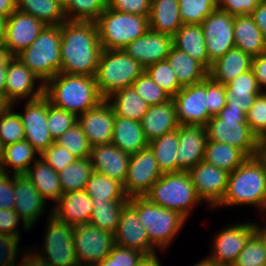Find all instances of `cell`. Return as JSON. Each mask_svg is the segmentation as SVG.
<instances>
[{"instance_id":"cell-15","label":"cell","mask_w":266,"mask_h":266,"mask_svg":"<svg viewBox=\"0 0 266 266\" xmlns=\"http://www.w3.org/2000/svg\"><path fill=\"white\" fill-rule=\"evenodd\" d=\"M255 231L256 223L249 222L225 227L216 234L209 258L216 266H232Z\"/></svg>"},{"instance_id":"cell-4","label":"cell","mask_w":266,"mask_h":266,"mask_svg":"<svg viewBox=\"0 0 266 266\" xmlns=\"http://www.w3.org/2000/svg\"><path fill=\"white\" fill-rule=\"evenodd\" d=\"M144 197L157 206L180 213L186 219L191 208L202 201L188 171L163 173Z\"/></svg>"},{"instance_id":"cell-69","label":"cell","mask_w":266,"mask_h":266,"mask_svg":"<svg viewBox=\"0 0 266 266\" xmlns=\"http://www.w3.org/2000/svg\"><path fill=\"white\" fill-rule=\"evenodd\" d=\"M11 104L6 100L3 93H0V113L6 110Z\"/></svg>"},{"instance_id":"cell-22","label":"cell","mask_w":266,"mask_h":266,"mask_svg":"<svg viewBox=\"0 0 266 266\" xmlns=\"http://www.w3.org/2000/svg\"><path fill=\"white\" fill-rule=\"evenodd\" d=\"M172 46L173 36L149 29L123 50L145 69L152 64L166 60Z\"/></svg>"},{"instance_id":"cell-46","label":"cell","mask_w":266,"mask_h":266,"mask_svg":"<svg viewBox=\"0 0 266 266\" xmlns=\"http://www.w3.org/2000/svg\"><path fill=\"white\" fill-rule=\"evenodd\" d=\"M13 105L0 113V139L4 146L25 140L23 123L19 113L13 112Z\"/></svg>"},{"instance_id":"cell-57","label":"cell","mask_w":266,"mask_h":266,"mask_svg":"<svg viewBox=\"0 0 266 266\" xmlns=\"http://www.w3.org/2000/svg\"><path fill=\"white\" fill-rule=\"evenodd\" d=\"M266 0H218V9L230 15H251L255 7Z\"/></svg>"},{"instance_id":"cell-8","label":"cell","mask_w":266,"mask_h":266,"mask_svg":"<svg viewBox=\"0 0 266 266\" xmlns=\"http://www.w3.org/2000/svg\"><path fill=\"white\" fill-rule=\"evenodd\" d=\"M144 68L122 50L103 49L95 74L100 95L107 99L114 92L131 87Z\"/></svg>"},{"instance_id":"cell-23","label":"cell","mask_w":266,"mask_h":266,"mask_svg":"<svg viewBox=\"0 0 266 266\" xmlns=\"http://www.w3.org/2000/svg\"><path fill=\"white\" fill-rule=\"evenodd\" d=\"M13 188L16 198L14 210L22 219L24 229H31L44 212L45 199L33 186L26 174H13Z\"/></svg>"},{"instance_id":"cell-30","label":"cell","mask_w":266,"mask_h":266,"mask_svg":"<svg viewBox=\"0 0 266 266\" xmlns=\"http://www.w3.org/2000/svg\"><path fill=\"white\" fill-rule=\"evenodd\" d=\"M111 143L128 154L148 147L141 122L115 116Z\"/></svg>"},{"instance_id":"cell-36","label":"cell","mask_w":266,"mask_h":266,"mask_svg":"<svg viewBox=\"0 0 266 266\" xmlns=\"http://www.w3.org/2000/svg\"><path fill=\"white\" fill-rule=\"evenodd\" d=\"M33 164L25 173L26 176L45 200L52 199L57 202L63 194L58 172L54 171L41 157Z\"/></svg>"},{"instance_id":"cell-1","label":"cell","mask_w":266,"mask_h":266,"mask_svg":"<svg viewBox=\"0 0 266 266\" xmlns=\"http://www.w3.org/2000/svg\"><path fill=\"white\" fill-rule=\"evenodd\" d=\"M102 50L94 21L61 24V72L95 77Z\"/></svg>"},{"instance_id":"cell-33","label":"cell","mask_w":266,"mask_h":266,"mask_svg":"<svg viewBox=\"0 0 266 266\" xmlns=\"http://www.w3.org/2000/svg\"><path fill=\"white\" fill-rule=\"evenodd\" d=\"M20 220L14 209H0V252L4 255L0 266H15L21 235L16 228Z\"/></svg>"},{"instance_id":"cell-72","label":"cell","mask_w":266,"mask_h":266,"mask_svg":"<svg viewBox=\"0 0 266 266\" xmlns=\"http://www.w3.org/2000/svg\"><path fill=\"white\" fill-rule=\"evenodd\" d=\"M4 150H5V146L0 139V168H1L3 158H4Z\"/></svg>"},{"instance_id":"cell-14","label":"cell","mask_w":266,"mask_h":266,"mask_svg":"<svg viewBox=\"0 0 266 266\" xmlns=\"http://www.w3.org/2000/svg\"><path fill=\"white\" fill-rule=\"evenodd\" d=\"M161 175L157 161L149 147L130 154L127 176L123 185L125 194L128 197L144 196Z\"/></svg>"},{"instance_id":"cell-60","label":"cell","mask_w":266,"mask_h":266,"mask_svg":"<svg viewBox=\"0 0 266 266\" xmlns=\"http://www.w3.org/2000/svg\"><path fill=\"white\" fill-rule=\"evenodd\" d=\"M15 201L13 178L9 173L0 171V209L13 210Z\"/></svg>"},{"instance_id":"cell-43","label":"cell","mask_w":266,"mask_h":266,"mask_svg":"<svg viewBox=\"0 0 266 266\" xmlns=\"http://www.w3.org/2000/svg\"><path fill=\"white\" fill-rule=\"evenodd\" d=\"M89 158L77 159L58 172L62 193L84 190L93 172Z\"/></svg>"},{"instance_id":"cell-50","label":"cell","mask_w":266,"mask_h":266,"mask_svg":"<svg viewBox=\"0 0 266 266\" xmlns=\"http://www.w3.org/2000/svg\"><path fill=\"white\" fill-rule=\"evenodd\" d=\"M266 265V251L261 238L254 233L241 250L232 266Z\"/></svg>"},{"instance_id":"cell-20","label":"cell","mask_w":266,"mask_h":266,"mask_svg":"<svg viewBox=\"0 0 266 266\" xmlns=\"http://www.w3.org/2000/svg\"><path fill=\"white\" fill-rule=\"evenodd\" d=\"M114 240L116 245L139 250L148 257L156 255V248L149 242L146 229L141 224L136 209L129 202L121 212Z\"/></svg>"},{"instance_id":"cell-11","label":"cell","mask_w":266,"mask_h":266,"mask_svg":"<svg viewBox=\"0 0 266 266\" xmlns=\"http://www.w3.org/2000/svg\"><path fill=\"white\" fill-rule=\"evenodd\" d=\"M45 233L41 255L52 266H80L73 245L75 226L60 221L52 213Z\"/></svg>"},{"instance_id":"cell-17","label":"cell","mask_w":266,"mask_h":266,"mask_svg":"<svg viewBox=\"0 0 266 266\" xmlns=\"http://www.w3.org/2000/svg\"><path fill=\"white\" fill-rule=\"evenodd\" d=\"M188 173L201 200L216 207L225 196L229 172L201 161Z\"/></svg>"},{"instance_id":"cell-10","label":"cell","mask_w":266,"mask_h":266,"mask_svg":"<svg viewBox=\"0 0 266 266\" xmlns=\"http://www.w3.org/2000/svg\"><path fill=\"white\" fill-rule=\"evenodd\" d=\"M73 245L80 266H96L112 251L114 234L85 223L75 226Z\"/></svg>"},{"instance_id":"cell-39","label":"cell","mask_w":266,"mask_h":266,"mask_svg":"<svg viewBox=\"0 0 266 266\" xmlns=\"http://www.w3.org/2000/svg\"><path fill=\"white\" fill-rule=\"evenodd\" d=\"M247 158L241 150L227 143L212 140L206 142L204 161L229 173L239 167Z\"/></svg>"},{"instance_id":"cell-27","label":"cell","mask_w":266,"mask_h":266,"mask_svg":"<svg viewBox=\"0 0 266 266\" xmlns=\"http://www.w3.org/2000/svg\"><path fill=\"white\" fill-rule=\"evenodd\" d=\"M140 122L148 142L177 129L179 124L174 100L150 106Z\"/></svg>"},{"instance_id":"cell-68","label":"cell","mask_w":266,"mask_h":266,"mask_svg":"<svg viewBox=\"0 0 266 266\" xmlns=\"http://www.w3.org/2000/svg\"><path fill=\"white\" fill-rule=\"evenodd\" d=\"M255 233L261 238L263 244H264V247H265V251H266V226L262 227L261 226L259 227V225L256 224V231Z\"/></svg>"},{"instance_id":"cell-67","label":"cell","mask_w":266,"mask_h":266,"mask_svg":"<svg viewBox=\"0 0 266 266\" xmlns=\"http://www.w3.org/2000/svg\"><path fill=\"white\" fill-rule=\"evenodd\" d=\"M140 266H162V265H160L158 256L155 255V256L147 257Z\"/></svg>"},{"instance_id":"cell-16","label":"cell","mask_w":266,"mask_h":266,"mask_svg":"<svg viewBox=\"0 0 266 266\" xmlns=\"http://www.w3.org/2000/svg\"><path fill=\"white\" fill-rule=\"evenodd\" d=\"M179 125L205 126L211 116L207 108L206 78L199 83L184 86L173 98Z\"/></svg>"},{"instance_id":"cell-21","label":"cell","mask_w":266,"mask_h":266,"mask_svg":"<svg viewBox=\"0 0 266 266\" xmlns=\"http://www.w3.org/2000/svg\"><path fill=\"white\" fill-rule=\"evenodd\" d=\"M114 120V111L106 99L77 116V122L91 147L111 143Z\"/></svg>"},{"instance_id":"cell-26","label":"cell","mask_w":266,"mask_h":266,"mask_svg":"<svg viewBox=\"0 0 266 266\" xmlns=\"http://www.w3.org/2000/svg\"><path fill=\"white\" fill-rule=\"evenodd\" d=\"M57 205L52 208V213L60 221L72 226L90 222L92 214V198L85 190L63 193Z\"/></svg>"},{"instance_id":"cell-32","label":"cell","mask_w":266,"mask_h":266,"mask_svg":"<svg viewBox=\"0 0 266 266\" xmlns=\"http://www.w3.org/2000/svg\"><path fill=\"white\" fill-rule=\"evenodd\" d=\"M183 25L178 0H152L150 30L174 36Z\"/></svg>"},{"instance_id":"cell-48","label":"cell","mask_w":266,"mask_h":266,"mask_svg":"<svg viewBox=\"0 0 266 266\" xmlns=\"http://www.w3.org/2000/svg\"><path fill=\"white\" fill-rule=\"evenodd\" d=\"M55 142L79 159L90 157L91 146L78 122L58 137Z\"/></svg>"},{"instance_id":"cell-55","label":"cell","mask_w":266,"mask_h":266,"mask_svg":"<svg viewBox=\"0 0 266 266\" xmlns=\"http://www.w3.org/2000/svg\"><path fill=\"white\" fill-rule=\"evenodd\" d=\"M206 96L209 115L216 116L226 106V87L210 76L206 77Z\"/></svg>"},{"instance_id":"cell-71","label":"cell","mask_w":266,"mask_h":266,"mask_svg":"<svg viewBox=\"0 0 266 266\" xmlns=\"http://www.w3.org/2000/svg\"><path fill=\"white\" fill-rule=\"evenodd\" d=\"M3 33H4V19L0 18V50L3 43Z\"/></svg>"},{"instance_id":"cell-9","label":"cell","mask_w":266,"mask_h":266,"mask_svg":"<svg viewBox=\"0 0 266 266\" xmlns=\"http://www.w3.org/2000/svg\"><path fill=\"white\" fill-rule=\"evenodd\" d=\"M205 129L207 140L227 143L241 150L247 157L254 156L257 137L241 110L225 106L216 116L210 118Z\"/></svg>"},{"instance_id":"cell-38","label":"cell","mask_w":266,"mask_h":266,"mask_svg":"<svg viewBox=\"0 0 266 266\" xmlns=\"http://www.w3.org/2000/svg\"><path fill=\"white\" fill-rule=\"evenodd\" d=\"M16 9L34 16L46 26H58L66 21L63 4L58 0H17Z\"/></svg>"},{"instance_id":"cell-12","label":"cell","mask_w":266,"mask_h":266,"mask_svg":"<svg viewBox=\"0 0 266 266\" xmlns=\"http://www.w3.org/2000/svg\"><path fill=\"white\" fill-rule=\"evenodd\" d=\"M46 27L34 16L17 9L4 20V33L1 52L11 56L18 55L28 48Z\"/></svg>"},{"instance_id":"cell-44","label":"cell","mask_w":266,"mask_h":266,"mask_svg":"<svg viewBox=\"0 0 266 266\" xmlns=\"http://www.w3.org/2000/svg\"><path fill=\"white\" fill-rule=\"evenodd\" d=\"M107 8V0H65L63 11L68 21H95Z\"/></svg>"},{"instance_id":"cell-70","label":"cell","mask_w":266,"mask_h":266,"mask_svg":"<svg viewBox=\"0 0 266 266\" xmlns=\"http://www.w3.org/2000/svg\"><path fill=\"white\" fill-rule=\"evenodd\" d=\"M194 266H216V265L209 257H207L204 260L200 261L198 264H195Z\"/></svg>"},{"instance_id":"cell-74","label":"cell","mask_w":266,"mask_h":266,"mask_svg":"<svg viewBox=\"0 0 266 266\" xmlns=\"http://www.w3.org/2000/svg\"><path fill=\"white\" fill-rule=\"evenodd\" d=\"M59 2H61L62 4L65 2V0H58Z\"/></svg>"},{"instance_id":"cell-24","label":"cell","mask_w":266,"mask_h":266,"mask_svg":"<svg viewBox=\"0 0 266 266\" xmlns=\"http://www.w3.org/2000/svg\"><path fill=\"white\" fill-rule=\"evenodd\" d=\"M178 136L177 166L182 171H189L204 161L206 129L203 125H179Z\"/></svg>"},{"instance_id":"cell-2","label":"cell","mask_w":266,"mask_h":266,"mask_svg":"<svg viewBox=\"0 0 266 266\" xmlns=\"http://www.w3.org/2000/svg\"><path fill=\"white\" fill-rule=\"evenodd\" d=\"M44 96L53 106L76 116L95 108L103 100L95 77L59 72L44 84Z\"/></svg>"},{"instance_id":"cell-65","label":"cell","mask_w":266,"mask_h":266,"mask_svg":"<svg viewBox=\"0 0 266 266\" xmlns=\"http://www.w3.org/2000/svg\"><path fill=\"white\" fill-rule=\"evenodd\" d=\"M9 65V55L0 51V93L5 96V82L7 75V68Z\"/></svg>"},{"instance_id":"cell-42","label":"cell","mask_w":266,"mask_h":266,"mask_svg":"<svg viewBox=\"0 0 266 266\" xmlns=\"http://www.w3.org/2000/svg\"><path fill=\"white\" fill-rule=\"evenodd\" d=\"M92 200H128L123 185L107 175L93 171L85 189Z\"/></svg>"},{"instance_id":"cell-31","label":"cell","mask_w":266,"mask_h":266,"mask_svg":"<svg viewBox=\"0 0 266 266\" xmlns=\"http://www.w3.org/2000/svg\"><path fill=\"white\" fill-rule=\"evenodd\" d=\"M234 42L252 58L266 51V41L251 15L234 16Z\"/></svg>"},{"instance_id":"cell-62","label":"cell","mask_w":266,"mask_h":266,"mask_svg":"<svg viewBox=\"0 0 266 266\" xmlns=\"http://www.w3.org/2000/svg\"><path fill=\"white\" fill-rule=\"evenodd\" d=\"M251 16L254 19L255 24L259 27L266 41V1L256 6Z\"/></svg>"},{"instance_id":"cell-64","label":"cell","mask_w":266,"mask_h":266,"mask_svg":"<svg viewBox=\"0 0 266 266\" xmlns=\"http://www.w3.org/2000/svg\"><path fill=\"white\" fill-rule=\"evenodd\" d=\"M253 157L266 171V137L257 138Z\"/></svg>"},{"instance_id":"cell-49","label":"cell","mask_w":266,"mask_h":266,"mask_svg":"<svg viewBox=\"0 0 266 266\" xmlns=\"http://www.w3.org/2000/svg\"><path fill=\"white\" fill-rule=\"evenodd\" d=\"M132 87L150 106L159 105L172 99V97L159 87L145 71L135 79Z\"/></svg>"},{"instance_id":"cell-52","label":"cell","mask_w":266,"mask_h":266,"mask_svg":"<svg viewBox=\"0 0 266 266\" xmlns=\"http://www.w3.org/2000/svg\"><path fill=\"white\" fill-rule=\"evenodd\" d=\"M77 122V116L64 109L57 108L48 100L47 126L50 136L55 141Z\"/></svg>"},{"instance_id":"cell-6","label":"cell","mask_w":266,"mask_h":266,"mask_svg":"<svg viewBox=\"0 0 266 266\" xmlns=\"http://www.w3.org/2000/svg\"><path fill=\"white\" fill-rule=\"evenodd\" d=\"M60 43L61 24L46 26L32 44L15 57L45 84L61 72Z\"/></svg>"},{"instance_id":"cell-18","label":"cell","mask_w":266,"mask_h":266,"mask_svg":"<svg viewBox=\"0 0 266 266\" xmlns=\"http://www.w3.org/2000/svg\"><path fill=\"white\" fill-rule=\"evenodd\" d=\"M24 114L20 113L23 123L25 140H27L39 155L53 142L47 126L48 99L42 96L25 103Z\"/></svg>"},{"instance_id":"cell-37","label":"cell","mask_w":266,"mask_h":266,"mask_svg":"<svg viewBox=\"0 0 266 266\" xmlns=\"http://www.w3.org/2000/svg\"><path fill=\"white\" fill-rule=\"evenodd\" d=\"M179 146L178 128L155 138L148 143L161 173H177L182 170L177 166Z\"/></svg>"},{"instance_id":"cell-29","label":"cell","mask_w":266,"mask_h":266,"mask_svg":"<svg viewBox=\"0 0 266 266\" xmlns=\"http://www.w3.org/2000/svg\"><path fill=\"white\" fill-rule=\"evenodd\" d=\"M173 46L190 55L208 71L211 69L201 25L183 24L173 36Z\"/></svg>"},{"instance_id":"cell-3","label":"cell","mask_w":266,"mask_h":266,"mask_svg":"<svg viewBox=\"0 0 266 266\" xmlns=\"http://www.w3.org/2000/svg\"><path fill=\"white\" fill-rule=\"evenodd\" d=\"M244 204L257 206L265 213L266 171L254 157H248L229 173L225 196L216 207Z\"/></svg>"},{"instance_id":"cell-73","label":"cell","mask_w":266,"mask_h":266,"mask_svg":"<svg viewBox=\"0 0 266 266\" xmlns=\"http://www.w3.org/2000/svg\"><path fill=\"white\" fill-rule=\"evenodd\" d=\"M4 262V255L0 252V264Z\"/></svg>"},{"instance_id":"cell-54","label":"cell","mask_w":266,"mask_h":266,"mask_svg":"<svg viewBox=\"0 0 266 266\" xmlns=\"http://www.w3.org/2000/svg\"><path fill=\"white\" fill-rule=\"evenodd\" d=\"M40 157L56 172L79 159L55 141L40 154Z\"/></svg>"},{"instance_id":"cell-58","label":"cell","mask_w":266,"mask_h":266,"mask_svg":"<svg viewBox=\"0 0 266 266\" xmlns=\"http://www.w3.org/2000/svg\"><path fill=\"white\" fill-rule=\"evenodd\" d=\"M261 92H226V107L241 110L245 115Z\"/></svg>"},{"instance_id":"cell-59","label":"cell","mask_w":266,"mask_h":266,"mask_svg":"<svg viewBox=\"0 0 266 266\" xmlns=\"http://www.w3.org/2000/svg\"><path fill=\"white\" fill-rule=\"evenodd\" d=\"M226 92H262L253 70H249L225 85Z\"/></svg>"},{"instance_id":"cell-13","label":"cell","mask_w":266,"mask_h":266,"mask_svg":"<svg viewBox=\"0 0 266 266\" xmlns=\"http://www.w3.org/2000/svg\"><path fill=\"white\" fill-rule=\"evenodd\" d=\"M201 27L211 63L235 47L233 15L217 8L205 18Z\"/></svg>"},{"instance_id":"cell-56","label":"cell","mask_w":266,"mask_h":266,"mask_svg":"<svg viewBox=\"0 0 266 266\" xmlns=\"http://www.w3.org/2000/svg\"><path fill=\"white\" fill-rule=\"evenodd\" d=\"M152 0H107V7L121 12L149 17Z\"/></svg>"},{"instance_id":"cell-34","label":"cell","mask_w":266,"mask_h":266,"mask_svg":"<svg viewBox=\"0 0 266 266\" xmlns=\"http://www.w3.org/2000/svg\"><path fill=\"white\" fill-rule=\"evenodd\" d=\"M166 60L174 70L182 87L202 82L208 76V70L201 63L174 46H172Z\"/></svg>"},{"instance_id":"cell-35","label":"cell","mask_w":266,"mask_h":266,"mask_svg":"<svg viewBox=\"0 0 266 266\" xmlns=\"http://www.w3.org/2000/svg\"><path fill=\"white\" fill-rule=\"evenodd\" d=\"M106 100L111 105L115 116L138 122L142 120L150 107L132 86L114 92Z\"/></svg>"},{"instance_id":"cell-47","label":"cell","mask_w":266,"mask_h":266,"mask_svg":"<svg viewBox=\"0 0 266 266\" xmlns=\"http://www.w3.org/2000/svg\"><path fill=\"white\" fill-rule=\"evenodd\" d=\"M148 76L172 98L183 88L167 60L159 61L144 69Z\"/></svg>"},{"instance_id":"cell-19","label":"cell","mask_w":266,"mask_h":266,"mask_svg":"<svg viewBox=\"0 0 266 266\" xmlns=\"http://www.w3.org/2000/svg\"><path fill=\"white\" fill-rule=\"evenodd\" d=\"M36 81L42 82L17 57L9 55V65L5 82V98L11 105H14L20 98L27 97V101H30L44 96V83H40V86L34 90Z\"/></svg>"},{"instance_id":"cell-28","label":"cell","mask_w":266,"mask_h":266,"mask_svg":"<svg viewBox=\"0 0 266 266\" xmlns=\"http://www.w3.org/2000/svg\"><path fill=\"white\" fill-rule=\"evenodd\" d=\"M252 59L250 55L234 47L212 63L208 76L216 82L226 85L239 75L251 70Z\"/></svg>"},{"instance_id":"cell-51","label":"cell","mask_w":266,"mask_h":266,"mask_svg":"<svg viewBox=\"0 0 266 266\" xmlns=\"http://www.w3.org/2000/svg\"><path fill=\"white\" fill-rule=\"evenodd\" d=\"M148 256L136 249L114 245L109 255L96 266H140Z\"/></svg>"},{"instance_id":"cell-5","label":"cell","mask_w":266,"mask_h":266,"mask_svg":"<svg viewBox=\"0 0 266 266\" xmlns=\"http://www.w3.org/2000/svg\"><path fill=\"white\" fill-rule=\"evenodd\" d=\"M102 49L122 50L149 29V17L121 13L110 8L94 21Z\"/></svg>"},{"instance_id":"cell-45","label":"cell","mask_w":266,"mask_h":266,"mask_svg":"<svg viewBox=\"0 0 266 266\" xmlns=\"http://www.w3.org/2000/svg\"><path fill=\"white\" fill-rule=\"evenodd\" d=\"M183 24L201 25L218 8V0H178Z\"/></svg>"},{"instance_id":"cell-66","label":"cell","mask_w":266,"mask_h":266,"mask_svg":"<svg viewBox=\"0 0 266 266\" xmlns=\"http://www.w3.org/2000/svg\"><path fill=\"white\" fill-rule=\"evenodd\" d=\"M17 8V0H0V18L6 20Z\"/></svg>"},{"instance_id":"cell-40","label":"cell","mask_w":266,"mask_h":266,"mask_svg":"<svg viewBox=\"0 0 266 266\" xmlns=\"http://www.w3.org/2000/svg\"><path fill=\"white\" fill-rule=\"evenodd\" d=\"M128 200H92V214L90 224L95 227L116 233L123 207Z\"/></svg>"},{"instance_id":"cell-41","label":"cell","mask_w":266,"mask_h":266,"mask_svg":"<svg viewBox=\"0 0 266 266\" xmlns=\"http://www.w3.org/2000/svg\"><path fill=\"white\" fill-rule=\"evenodd\" d=\"M37 153L39 152L27 140L8 145L4 150L0 171L8 173L7 167L11 166L13 174H25L37 160Z\"/></svg>"},{"instance_id":"cell-25","label":"cell","mask_w":266,"mask_h":266,"mask_svg":"<svg viewBox=\"0 0 266 266\" xmlns=\"http://www.w3.org/2000/svg\"><path fill=\"white\" fill-rule=\"evenodd\" d=\"M89 159L94 171L107 175L124 185L130 154L110 143L91 147Z\"/></svg>"},{"instance_id":"cell-53","label":"cell","mask_w":266,"mask_h":266,"mask_svg":"<svg viewBox=\"0 0 266 266\" xmlns=\"http://www.w3.org/2000/svg\"><path fill=\"white\" fill-rule=\"evenodd\" d=\"M246 122L257 137H266V91H262L254 100L246 114Z\"/></svg>"},{"instance_id":"cell-7","label":"cell","mask_w":266,"mask_h":266,"mask_svg":"<svg viewBox=\"0 0 266 266\" xmlns=\"http://www.w3.org/2000/svg\"><path fill=\"white\" fill-rule=\"evenodd\" d=\"M128 202L136 209L154 247H168L187 220L180 213L157 206L144 196L129 197Z\"/></svg>"},{"instance_id":"cell-61","label":"cell","mask_w":266,"mask_h":266,"mask_svg":"<svg viewBox=\"0 0 266 266\" xmlns=\"http://www.w3.org/2000/svg\"><path fill=\"white\" fill-rule=\"evenodd\" d=\"M251 69L256 77L259 88L263 91L266 88V51L253 57Z\"/></svg>"},{"instance_id":"cell-63","label":"cell","mask_w":266,"mask_h":266,"mask_svg":"<svg viewBox=\"0 0 266 266\" xmlns=\"http://www.w3.org/2000/svg\"><path fill=\"white\" fill-rule=\"evenodd\" d=\"M18 266H52L39 253L26 252Z\"/></svg>"}]
</instances>
